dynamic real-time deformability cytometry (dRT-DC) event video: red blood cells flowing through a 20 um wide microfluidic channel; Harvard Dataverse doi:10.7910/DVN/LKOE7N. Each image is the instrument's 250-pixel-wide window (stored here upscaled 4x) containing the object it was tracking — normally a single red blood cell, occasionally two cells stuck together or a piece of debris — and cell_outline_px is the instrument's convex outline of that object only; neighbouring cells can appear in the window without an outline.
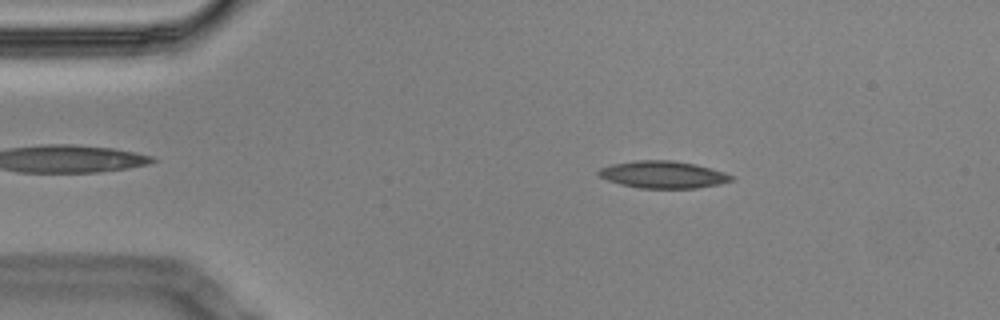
{"species": "Egyptian fruit bat (a non-hibernating species)", "species_latin": "Rousettus aegyptiacus", "temperature_condition": "cold", "stored_images_in_passage": 56, "camera_frame_rate_fps": 3000, "um_per_image_px": 0.085, "animal": {"sex": "male"}, "frame": {"image": 1, "passage_image": 9, "time_ms": 2.667, "image_size_px": [1000, 320], "cell_outline_px": [[736, 180], [720, 184], [696, 188], [640, 188], [620, 184], [608, 180], [600, 176], [596, 172], [600, 168], [612, 164], [636, 160], [672, 160], [696, 164], [724, 172], [732, 176]], "centroid_in_image_um": [56.37, 14.84], "position_along_channel_um": 28.6, "area_um2": 21.04}}
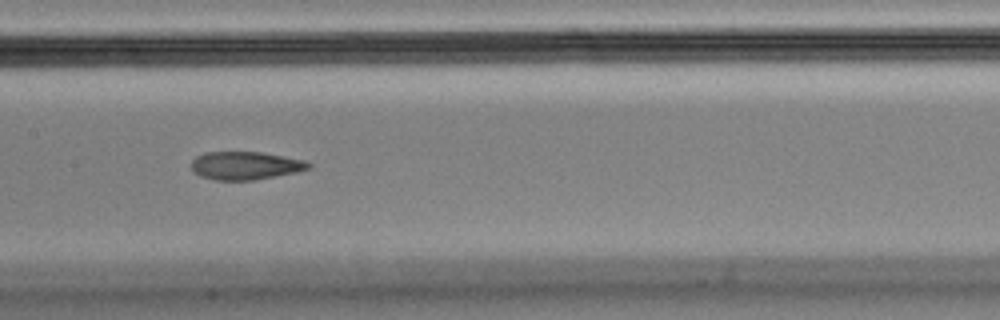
{"frame": {"image": 2, "passage_image": 27, "time_ms": 8.667, "image_size_px": [1000, 320], "cell_outline_px": [[312, 164], [308, 168], [296, 172], [252, 180], [216, 180], [200, 176], [192, 172], [192, 160], [196, 156], [204, 152], [260, 152], [304, 160]], "centroid_in_image_um": [20.8, 14.07], "position_along_channel_um": 186.6, "area_um2": 19.02}}
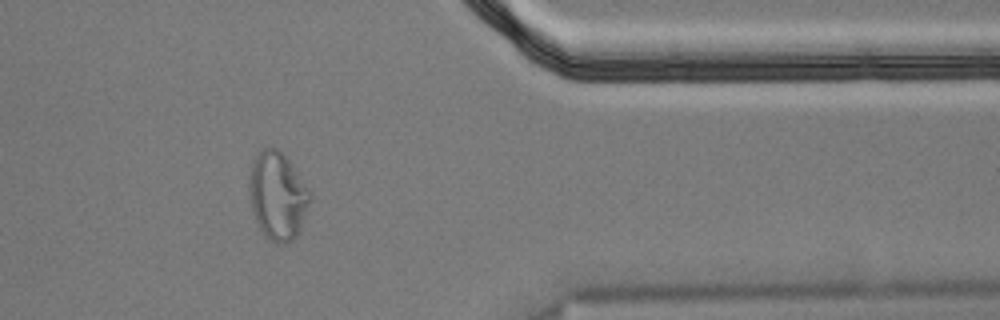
{"frame": {"image": 3, "passage_image": 46, "time_ms": 15.0, "image_size_px": [1000, 320], "cell_outline_px": [[312, 200], [296, 236], [292, 240], [284, 244], [276, 244], [264, 236], [256, 220], [252, 208], [248, 192], [248, 184], [252, 164], [256, 156], [264, 148], [276, 148], [288, 160], [312, 192]], "centroid_in_image_um": [23.61, 16.68], "position_along_channel_um": 387.8, "area_um2": 30.98}, "authors_computed_cell_mechanics": {"area_um2": 20.8947, "velocity_mm_per_s": 3.4685, "shape_relaxation_time_tau1_ms": null, "shape_relaxation_time_tau2_ms": 1.9275, "deformation_change_tau1": null, "deformation_change_tau2": 0.0928}}